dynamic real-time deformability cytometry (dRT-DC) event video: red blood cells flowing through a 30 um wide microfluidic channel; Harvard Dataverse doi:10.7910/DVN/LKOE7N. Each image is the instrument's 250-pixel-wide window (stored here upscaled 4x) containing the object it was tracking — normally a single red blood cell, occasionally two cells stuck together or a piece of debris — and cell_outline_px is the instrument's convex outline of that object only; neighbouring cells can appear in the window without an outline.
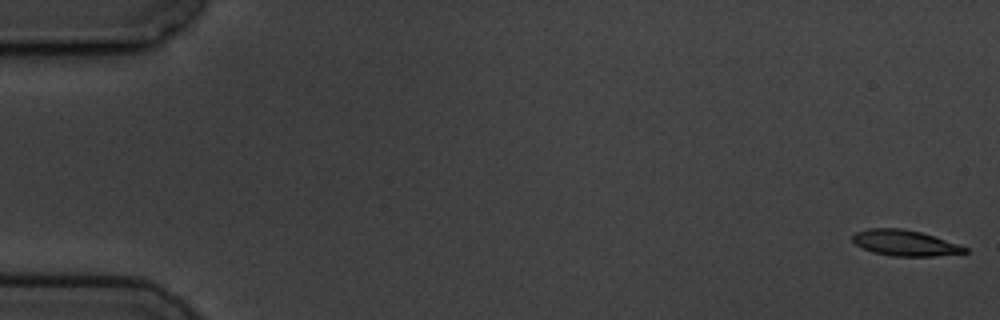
{"species": "common noctule bat (a hibernating species)", "species_latin": "Nyctalus noctula", "temperature_condition": "cold", "stored_images_in_passage": 6, "camera_frame_rate_fps": 3000, "um_per_image_px": 0.085, "animal": {"sex": "male", "body_mass_g": 19.5, "forearm_length_mm": 54.6}, "frame": {"image": 1, "passage_image": 1, "time_ms": 0.0, "image_size_px": [1000, 320], "cell_outline_px": [[968, 252], [936, 256], [892, 256], [872, 252], [856, 244], [852, 240], [852, 236], [856, 232], [868, 228], [900, 228], [920, 232], [968, 248]], "centroid_in_image_um": [76.88, 20.65], "position_along_channel_um": 8.1, "area_um2": 16.59}}
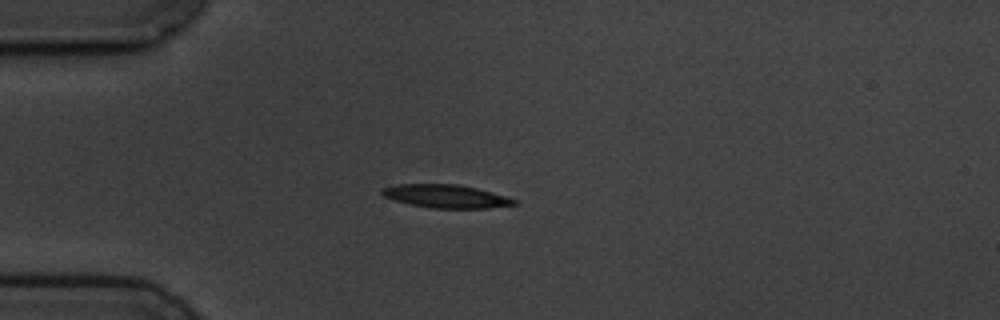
{"frame": {"image": 2, "passage_image": 4, "time_ms": 4.667, "image_size_px": [1000, 320], "cell_outline_px": [[516, 204], [488, 208], [428, 208], [408, 204], [384, 196], [380, 192], [380, 188], [396, 184], [460, 184], [476, 188], [504, 196], [516, 200]], "centroid_in_image_um": [37.84, 16.68], "position_along_channel_um": 47.2, "area_um2": 17.8}}
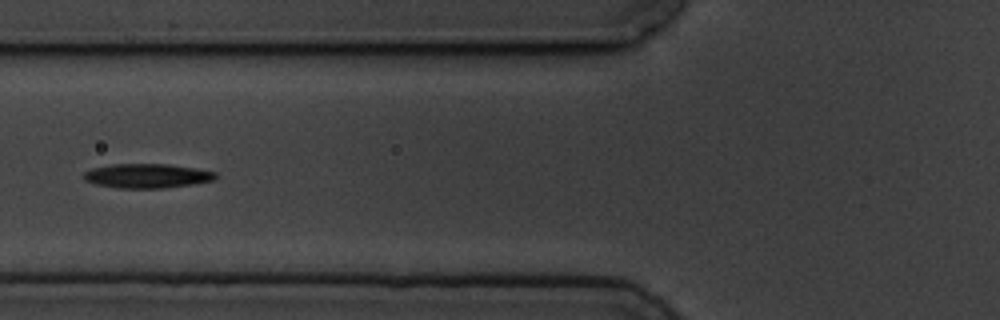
{"frame": {"image": 3, "passage_image": 6, "time_ms": 7.0, "image_size_px": [1000, 320], "cell_outline_px": [[216, 180], [192, 184], [164, 188], [116, 188], [96, 184], [84, 180], [84, 172], [92, 168], [112, 164], [168, 164], [196, 168], [216, 172]], "centroid_in_image_um": [12.51, 14.95], "position_along_channel_um": 113.3, "area_um2": 18.73}}